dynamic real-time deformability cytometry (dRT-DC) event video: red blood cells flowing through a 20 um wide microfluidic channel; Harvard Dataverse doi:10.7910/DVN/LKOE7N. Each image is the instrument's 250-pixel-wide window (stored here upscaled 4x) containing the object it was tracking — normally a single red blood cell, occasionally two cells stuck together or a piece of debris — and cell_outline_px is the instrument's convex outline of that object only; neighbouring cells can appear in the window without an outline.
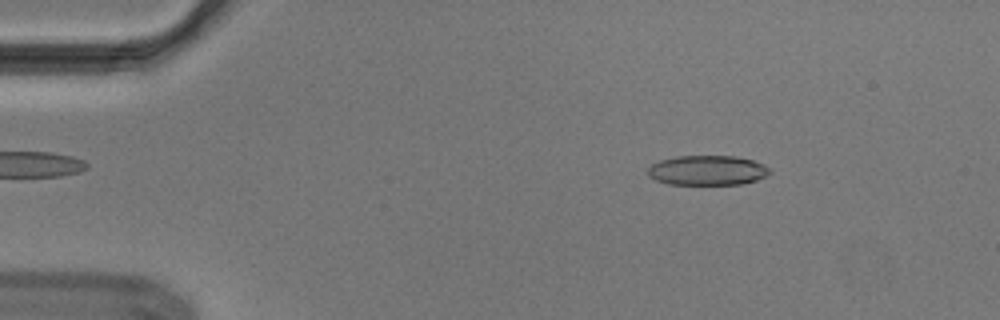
{"species": "Egyptian fruit bat (a non-hibernating species)", "species_latin": "Rousettus aegyptiacus", "temperature_condition": "cold", "stored_images_in_passage": 8, "camera_frame_rate_fps": 3000, "um_per_image_px": 0.085, "animal": {"sex": "male"}, "frame": {"image": 1, "passage_image": 2, "time_ms": 0.333, "image_size_px": [1000, 320], "cell_outline_px": [[772, 172], [756, 180], [740, 184], [668, 184], [656, 180], [648, 176], [648, 168], [652, 164], [660, 160], [676, 156], [736, 156], [752, 160], [764, 164]], "centroid_in_image_um": [60.11, 14.47], "position_along_channel_um": 24.9, "area_um2": 21.1}}